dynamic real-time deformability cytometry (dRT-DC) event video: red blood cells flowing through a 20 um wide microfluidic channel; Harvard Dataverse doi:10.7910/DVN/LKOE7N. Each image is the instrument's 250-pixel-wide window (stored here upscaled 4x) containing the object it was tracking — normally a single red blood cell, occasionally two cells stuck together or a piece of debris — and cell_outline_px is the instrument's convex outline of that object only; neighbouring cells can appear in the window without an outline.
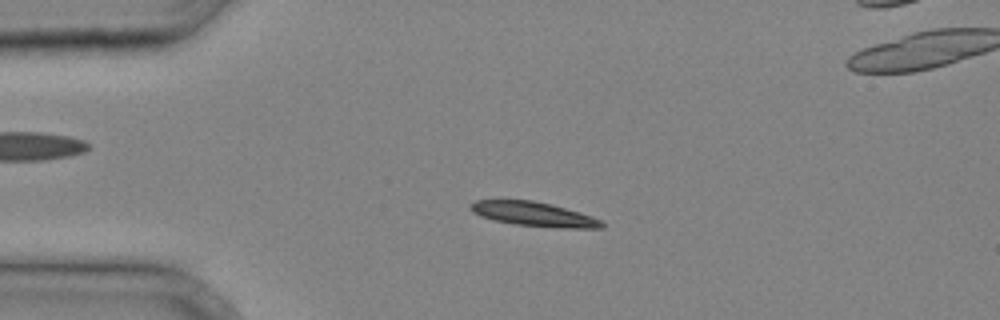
{"species": "common noctule bat (a hibernating species)", "species_latin": "Nyctalus noctula", "temperature_condition": "cold", "stored_images_in_passage": 36, "camera_frame_rate_fps": 3000, "um_per_image_px": 0.085, "animal": {"sex": "male", "body_mass_g": 20.4}, "frame": {"image": 1, "passage_image": 8, "time_ms": 2.333, "image_size_px": [1000, 320], "cell_outline_px": [[604, 228], [560, 228], [516, 224], [492, 220], [480, 216], [472, 212], [468, 208], [468, 204], [476, 200], [532, 200], [552, 204], [580, 212], [592, 216], [600, 220], [604, 224]], "centroid_in_image_um": [45.34, 18.19], "position_along_channel_um": 39.7, "area_um2": 18.73}}
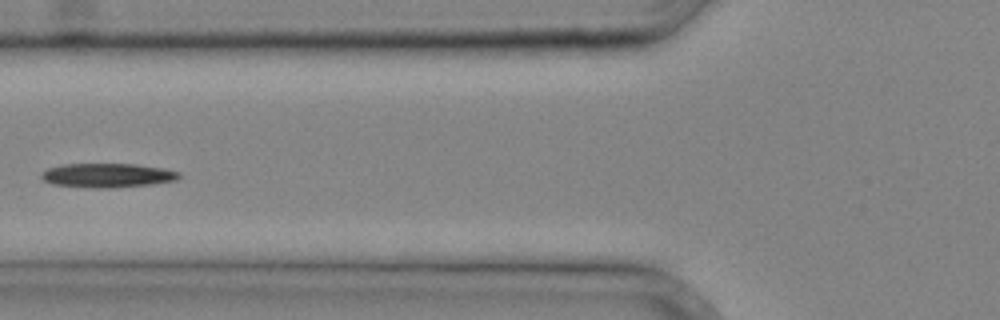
{"frame": {"image": 2, "passage_image": 14, "time_ms": 4.333, "image_size_px": [1000, 320], "cell_outline_px": [[180, 176], [176, 180], [152, 184], [108, 188], [92, 188], [52, 184], [44, 180], [40, 176], [40, 172], [48, 168], [60, 164], [136, 164], [164, 168], [180, 172]], "centroid_in_image_um": [9.11, 14.9], "position_along_channel_um": 116.7, "area_um2": 19.48}}
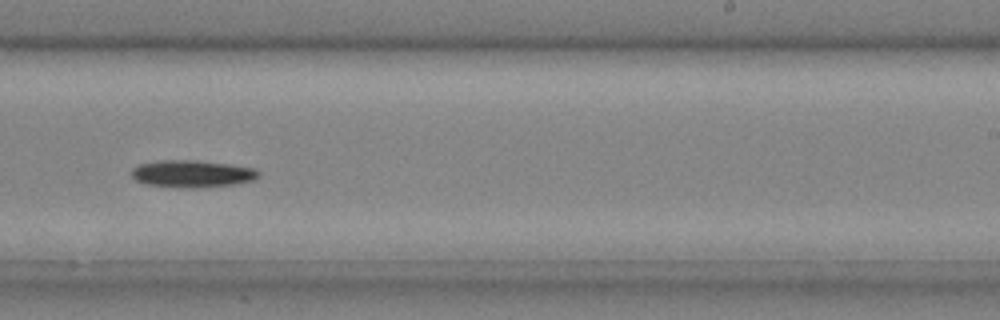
{"frame": {"image": 3, "passage_image": 23, "time_ms": 7.333, "image_size_px": [1000, 320], "cell_outline_px": [[260, 176], [252, 180], [236, 184], [208, 188], [180, 188], [148, 184], [136, 180], [132, 176], [132, 168], [140, 164], [160, 160], [196, 160], [228, 164], [256, 168], [260, 172]], "centroid_in_image_um": [16.38, 14.78], "position_along_channel_um": 272.6, "area_um2": 20.35}}